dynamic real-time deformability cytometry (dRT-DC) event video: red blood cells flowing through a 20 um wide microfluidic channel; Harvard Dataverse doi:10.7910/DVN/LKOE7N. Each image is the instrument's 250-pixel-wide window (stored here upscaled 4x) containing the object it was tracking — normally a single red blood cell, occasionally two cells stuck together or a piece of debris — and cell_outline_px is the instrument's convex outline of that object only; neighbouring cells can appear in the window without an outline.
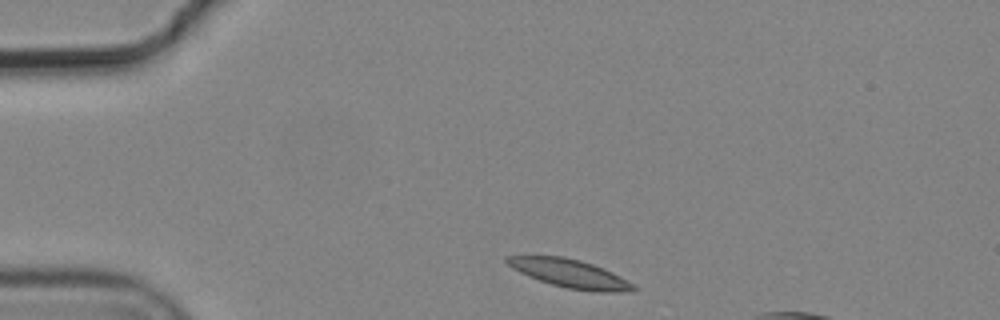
{"species": "common noctule bat (a hibernating species)", "species_latin": "Nyctalus noctula", "temperature_condition": "cold", "stored_images_in_passage": 5, "segment_of_instrument_passage": [2, 2], "camera_frame_rate_fps": 3000, "um_per_image_px": 0.085, "animal": {"sex": "male", "body_mass_g": 19.2, "forearm_length_mm": 51.8}, "frame": {"image": 1, "passage_image": 5, "time_ms": 1.333, "image_size_px": [1000, 320], "cell_outline_px": [[640, 288], [632, 292], [596, 292], [568, 288], [552, 284], [540, 280], [520, 272], [512, 268], [504, 260], [504, 256], [560, 256], [580, 260], [592, 264], [612, 272], [620, 276]], "centroid_in_image_um": [48.49, 23.26], "position_along_channel_um": 36.5, "area_um2": 20.75}}